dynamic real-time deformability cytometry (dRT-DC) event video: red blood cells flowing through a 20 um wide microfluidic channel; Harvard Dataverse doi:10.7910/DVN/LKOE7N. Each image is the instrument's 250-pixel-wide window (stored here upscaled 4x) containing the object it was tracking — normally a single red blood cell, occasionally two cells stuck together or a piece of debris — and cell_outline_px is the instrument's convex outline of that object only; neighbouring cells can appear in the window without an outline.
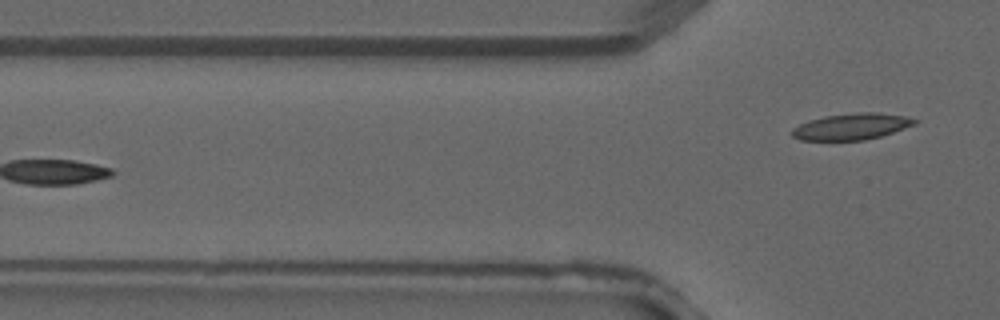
{"species": "common noctule bat (a hibernating species)", "species_latin": "Nyctalus noctula", "temperature_condition": "warm", "stored_images_in_passage": 4, "camera_frame_rate_fps": 3000, "um_per_image_px": 0.085, "animal": {"sex": "male", "forearm_length_mm": 52.5}, "frame": {"image": 1, "passage_image": 4, "time_ms": 1.0, "image_size_px": [1000, 320], "cell_outline_px": [[916, 124], [880, 136], [864, 140], [800, 140], [792, 136], [792, 128], [808, 120], [824, 116], [856, 112], [876, 112], [904, 116], [916, 120]], "centroid_in_image_um": [72.34, 10.75], "position_along_channel_um": 53.5, "area_um2": 18.67}}